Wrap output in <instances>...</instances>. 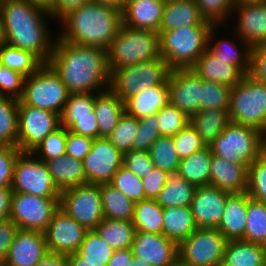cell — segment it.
Masks as SVG:
<instances>
[{
    "mask_svg": "<svg viewBox=\"0 0 266 266\" xmlns=\"http://www.w3.org/2000/svg\"><path fill=\"white\" fill-rule=\"evenodd\" d=\"M48 64L70 94L98 93L110 88L105 49L76 45L56 37Z\"/></svg>",
    "mask_w": 266,
    "mask_h": 266,
    "instance_id": "6da1fadb",
    "label": "cell"
},
{
    "mask_svg": "<svg viewBox=\"0 0 266 266\" xmlns=\"http://www.w3.org/2000/svg\"><path fill=\"white\" fill-rule=\"evenodd\" d=\"M0 14L6 43L33 53L47 64L57 37L45 22L54 21L49 11L30 0H5L0 6Z\"/></svg>",
    "mask_w": 266,
    "mask_h": 266,
    "instance_id": "7a4b0ae2",
    "label": "cell"
},
{
    "mask_svg": "<svg viewBox=\"0 0 266 266\" xmlns=\"http://www.w3.org/2000/svg\"><path fill=\"white\" fill-rule=\"evenodd\" d=\"M58 21L63 28L57 33L60 40L105 50L123 24L122 10L90 1L71 10Z\"/></svg>",
    "mask_w": 266,
    "mask_h": 266,
    "instance_id": "3957f363",
    "label": "cell"
},
{
    "mask_svg": "<svg viewBox=\"0 0 266 266\" xmlns=\"http://www.w3.org/2000/svg\"><path fill=\"white\" fill-rule=\"evenodd\" d=\"M107 52L110 72L114 69L161 57L159 32L135 29L122 24Z\"/></svg>",
    "mask_w": 266,
    "mask_h": 266,
    "instance_id": "277c9868",
    "label": "cell"
},
{
    "mask_svg": "<svg viewBox=\"0 0 266 266\" xmlns=\"http://www.w3.org/2000/svg\"><path fill=\"white\" fill-rule=\"evenodd\" d=\"M213 26H181L159 31L160 54L171 69L192 68L207 50V39Z\"/></svg>",
    "mask_w": 266,
    "mask_h": 266,
    "instance_id": "5b68a950",
    "label": "cell"
},
{
    "mask_svg": "<svg viewBox=\"0 0 266 266\" xmlns=\"http://www.w3.org/2000/svg\"><path fill=\"white\" fill-rule=\"evenodd\" d=\"M228 112L231 122L254 128L266 136V83L244 75L231 87Z\"/></svg>",
    "mask_w": 266,
    "mask_h": 266,
    "instance_id": "8992f818",
    "label": "cell"
},
{
    "mask_svg": "<svg viewBox=\"0 0 266 266\" xmlns=\"http://www.w3.org/2000/svg\"><path fill=\"white\" fill-rule=\"evenodd\" d=\"M265 137L254 128L230 122L209 147L212 155L249 165L264 152Z\"/></svg>",
    "mask_w": 266,
    "mask_h": 266,
    "instance_id": "52a82bcc",
    "label": "cell"
},
{
    "mask_svg": "<svg viewBox=\"0 0 266 266\" xmlns=\"http://www.w3.org/2000/svg\"><path fill=\"white\" fill-rule=\"evenodd\" d=\"M69 95L66 85L47 63L25 77L23 93L19 100L25 105L61 115Z\"/></svg>",
    "mask_w": 266,
    "mask_h": 266,
    "instance_id": "ba28073f",
    "label": "cell"
},
{
    "mask_svg": "<svg viewBox=\"0 0 266 266\" xmlns=\"http://www.w3.org/2000/svg\"><path fill=\"white\" fill-rule=\"evenodd\" d=\"M171 68L160 57L111 71L110 89L124 102L148 87L168 83Z\"/></svg>",
    "mask_w": 266,
    "mask_h": 266,
    "instance_id": "9c48e42d",
    "label": "cell"
},
{
    "mask_svg": "<svg viewBox=\"0 0 266 266\" xmlns=\"http://www.w3.org/2000/svg\"><path fill=\"white\" fill-rule=\"evenodd\" d=\"M13 193H27L40 197L60 198L47 165L32 152H21L14 165Z\"/></svg>",
    "mask_w": 266,
    "mask_h": 266,
    "instance_id": "30bf717a",
    "label": "cell"
},
{
    "mask_svg": "<svg viewBox=\"0 0 266 266\" xmlns=\"http://www.w3.org/2000/svg\"><path fill=\"white\" fill-rule=\"evenodd\" d=\"M59 208L87 230L104 219L99 184H83L60 193Z\"/></svg>",
    "mask_w": 266,
    "mask_h": 266,
    "instance_id": "8fae6325",
    "label": "cell"
},
{
    "mask_svg": "<svg viewBox=\"0 0 266 266\" xmlns=\"http://www.w3.org/2000/svg\"><path fill=\"white\" fill-rule=\"evenodd\" d=\"M226 243L218 229L198 228L178 245V258L188 266H217L223 262Z\"/></svg>",
    "mask_w": 266,
    "mask_h": 266,
    "instance_id": "7c38bea8",
    "label": "cell"
},
{
    "mask_svg": "<svg viewBox=\"0 0 266 266\" xmlns=\"http://www.w3.org/2000/svg\"><path fill=\"white\" fill-rule=\"evenodd\" d=\"M58 209L59 198L40 197L27 193H12L9 219L20 230L44 232Z\"/></svg>",
    "mask_w": 266,
    "mask_h": 266,
    "instance_id": "4fadbf2b",
    "label": "cell"
},
{
    "mask_svg": "<svg viewBox=\"0 0 266 266\" xmlns=\"http://www.w3.org/2000/svg\"><path fill=\"white\" fill-rule=\"evenodd\" d=\"M60 125V115L56 112L25 105L19 100L17 147L22 152H31Z\"/></svg>",
    "mask_w": 266,
    "mask_h": 266,
    "instance_id": "5bb4252c",
    "label": "cell"
},
{
    "mask_svg": "<svg viewBox=\"0 0 266 266\" xmlns=\"http://www.w3.org/2000/svg\"><path fill=\"white\" fill-rule=\"evenodd\" d=\"M82 162L87 184L109 183L123 165V154L107 138L99 137Z\"/></svg>",
    "mask_w": 266,
    "mask_h": 266,
    "instance_id": "9a60e30c",
    "label": "cell"
},
{
    "mask_svg": "<svg viewBox=\"0 0 266 266\" xmlns=\"http://www.w3.org/2000/svg\"><path fill=\"white\" fill-rule=\"evenodd\" d=\"M88 230L58 209L44 231L49 252L70 255L78 251Z\"/></svg>",
    "mask_w": 266,
    "mask_h": 266,
    "instance_id": "2e32d148",
    "label": "cell"
},
{
    "mask_svg": "<svg viewBox=\"0 0 266 266\" xmlns=\"http://www.w3.org/2000/svg\"><path fill=\"white\" fill-rule=\"evenodd\" d=\"M202 79L191 69H172L168 78L169 103L189 117L201 109Z\"/></svg>",
    "mask_w": 266,
    "mask_h": 266,
    "instance_id": "e0dca14e",
    "label": "cell"
},
{
    "mask_svg": "<svg viewBox=\"0 0 266 266\" xmlns=\"http://www.w3.org/2000/svg\"><path fill=\"white\" fill-rule=\"evenodd\" d=\"M229 194L213 185L196 188L190 207L197 228L217 229Z\"/></svg>",
    "mask_w": 266,
    "mask_h": 266,
    "instance_id": "ac0fdd59",
    "label": "cell"
},
{
    "mask_svg": "<svg viewBox=\"0 0 266 266\" xmlns=\"http://www.w3.org/2000/svg\"><path fill=\"white\" fill-rule=\"evenodd\" d=\"M233 13L237 36L250 47L266 46V2L236 4Z\"/></svg>",
    "mask_w": 266,
    "mask_h": 266,
    "instance_id": "d6986e66",
    "label": "cell"
},
{
    "mask_svg": "<svg viewBox=\"0 0 266 266\" xmlns=\"http://www.w3.org/2000/svg\"><path fill=\"white\" fill-rule=\"evenodd\" d=\"M131 248L133 257L152 266H169L178 259V244L164 234L136 232Z\"/></svg>",
    "mask_w": 266,
    "mask_h": 266,
    "instance_id": "ffe728a7",
    "label": "cell"
},
{
    "mask_svg": "<svg viewBox=\"0 0 266 266\" xmlns=\"http://www.w3.org/2000/svg\"><path fill=\"white\" fill-rule=\"evenodd\" d=\"M48 252L44 232L19 229L4 266H35Z\"/></svg>",
    "mask_w": 266,
    "mask_h": 266,
    "instance_id": "44dd1931",
    "label": "cell"
},
{
    "mask_svg": "<svg viewBox=\"0 0 266 266\" xmlns=\"http://www.w3.org/2000/svg\"><path fill=\"white\" fill-rule=\"evenodd\" d=\"M166 0H127L122 8L123 24L159 32Z\"/></svg>",
    "mask_w": 266,
    "mask_h": 266,
    "instance_id": "7402d4cb",
    "label": "cell"
},
{
    "mask_svg": "<svg viewBox=\"0 0 266 266\" xmlns=\"http://www.w3.org/2000/svg\"><path fill=\"white\" fill-rule=\"evenodd\" d=\"M248 165L232 163L225 158L212 155L210 185L229 193L247 190Z\"/></svg>",
    "mask_w": 266,
    "mask_h": 266,
    "instance_id": "603a6c76",
    "label": "cell"
},
{
    "mask_svg": "<svg viewBox=\"0 0 266 266\" xmlns=\"http://www.w3.org/2000/svg\"><path fill=\"white\" fill-rule=\"evenodd\" d=\"M200 13L195 0H166L159 31H171L181 26H213Z\"/></svg>",
    "mask_w": 266,
    "mask_h": 266,
    "instance_id": "cb8c5ba5",
    "label": "cell"
},
{
    "mask_svg": "<svg viewBox=\"0 0 266 266\" xmlns=\"http://www.w3.org/2000/svg\"><path fill=\"white\" fill-rule=\"evenodd\" d=\"M247 219V192L230 193L225 203V211L217 229L227 241L244 240Z\"/></svg>",
    "mask_w": 266,
    "mask_h": 266,
    "instance_id": "d4e9b609",
    "label": "cell"
},
{
    "mask_svg": "<svg viewBox=\"0 0 266 266\" xmlns=\"http://www.w3.org/2000/svg\"><path fill=\"white\" fill-rule=\"evenodd\" d=\"M219 26L220 25H213V27L211 28L207 39V50L212 55L218 57L220 60L226 61V64L234 65L244 75H247L249 69L251 47L247 43L242 41L236 33L234 34L236 38L234 37L232 41L230 39L227 40L223 38L215 40L214 38L216 37L214 35L217 32ZM235 39L236 41H238V45L236 44V41H233Z\"/></svg>",
    "mask_w": 266,
    "mask_h": 266,
    "instance_id": "484cf974",
    "label": "cell"
},
{
    "mask_svg": "<svg viewBox=\"0 0 266 266\" xmlns=\"http://www.w3.org/2000/svg\"><path fill=\"white\" fill-rule=\"evenodd\" d=\"M169 103L168 83L141 90L124 101L125 112L138 120L157 114Z\"/></svg>",
    "mask_w": 266,
    "mask_h": 266,
    "instance_id": "4316f807",
    "label": "cell"
},
{
    "mask_svg": "<svg viewBox=\"0 0 266 266\" xmlns=\"http://www.w3.org/2000/svg\"><path fill=\"white\" fill-rule=\"evenodd\" d=\"M204 81L218 82L230 87L239 83L244 74L234 65L226 64L206 50L191 68Z\"/></svg>",
    "mask_w": 266,
    "mask_h": 266,
    "instance_id": "83f0119b",
    "label": "cell"
},
{
    "mask_svg": "<svg viewBox=\"0 0 266 266\" xmlns=\"http://www.w3.org/2000/svg\"><path fill=\"white\" fill-rule=\"evenodd\" d=\"M94 112L98 121V138H107L125 112L124 102L109 88L95 93Z\"/></svg>",
    "mask_w": 266,
    "mask_h": 266,
    "instance_id": "f1b7e54d",
    "label": "cell"
},
{
    "mask_svg": "<svg viewBox=\"0 0 266 266\" xmlns=\"http://www.w3.org/2000/svg\"><path fill=\"white\" fill-rule=\"evenodd\" d=\"M45 163L60 192L87 184L82 160L64 154L56 159L45 161Z\"/></svg>",
    "mask_w": 266,
    "mask_h": 266,
    "instance_id": "f546056e",
    "label": "cell"
},
{
    "mask_svg": "<svg viewBox=\"0 0 266 266\" xmlns=\"http://www.w3.org/2000/svg\"><path fill=\"white\" fill-rule=\"evenodd\" d=\"M228 110L199 109L190 116V125L198 132L206 146H210L231 122Z\"/></svg>",
    "mask_w": 266,
    "mask_h": 266,
    "instance_id": "4dcf8cb0",
    "label": "cell"
},
{
    "mask_svg": "<svg viewBox=\"0 0 266 266\" xmlns=\"http://www.w3.org/2000/svg\"><path fill=\"white\" fill-rule=\"evenodd\" d=\"M197 229L190 206L163 209L162 234L178 245Z\"/></svg>",
    "mask_w": 266,
    "mask_h": 266,
    "instance_id": "1f68e13d",
    "label": "cell"
},
{
    "mask_svg": "<svg viewBox=\"0 0 266 266\" xmlns=\"http://www.w3.org/2000/svg\"><path fill=\"white\" fill-rule=\"evenodd\" d=\"M223 263L227 266H264L266 245L244 240L227 241Z\"/></svg>",
    "mask_w": 266,
    "mask_h": 266,
    "instance_id": "d6a6232c",
    "label": "cell"
},
{
    "mask_svg": "<svg viewBox=\"0 0 266 266\" xmlns=\"http://www.w3.org/2000/svg\"><path fill=\"white\" fill-rule=\"evenodd\" d=\"M197 186L187 182L178 172L169 173L167 182L156 198L164 209L190 206Z\"/></svg>",
    "mask_w": 266,
    "mask_h": 266,
    "instance_id": "836d02e7",
    "label": "cell"
},
{
    "mask_svg": "<svg viewBox=\"0 0 266 266\" xmlns=\"http://www.w3.org/2000/svg\"><path fill=\"white\" fill-rule=\"evenodd\" d=\"M212 152L209 146L194 152L180 160L178 173L189 183L203 186L210 185Z\"/></svg>",
    "mask_w": 266,
    "mask_h": 266,
    "instance_id": "e575fe53",
    "label": "cell"
},
{
    "mask_svg": "<svg viewBox=\"0 0 266 266\" xmlns=\"http://www.w3.org/2000/svg\"><path fill=\"white\" fill-rule=\"evenodd\" d=\"M104 218L132 221L135 203L110 183L99 184Z\"/></svg>",
    "mask_w": 266,
    "mask_h": 266,
    "instance_id": "d590c367",
    "label": "cell"
},
{
    "mask_svg": "<svg viewBox=\"0 0 266 266\" xmlns=\"http://www.w3.org/2000/svg\"><path fill=\"white\" fill-rule=\"evenodd\" d=\"M114 250L132 247L135 228L132 221L104 218L94 229Z\"/></svg>",
    "mask_w": 266,
    "mask_h": 266,
    "instance_id": "8d00e7d4",
    "label": "cell"
},
{
    "mask_svg": "<svg viewBox=\"0 0 266 266\" xmlns=\"http://www.w3.org/2000/svg\"><path fill=\"white\" fill-rule=\"evenodd\" d=\"M132 223L136 232L162 234L163 208L155 199L135 203Z\"/></svg>",
    "mask_w": 266,
    "mask_h": 266,
    "instance_id": "74e56055",
    "label": "cell"
},
{
    "mask_svg": "<svg viewBox=\"0 0 266 266\" xmlns=\"http://www.w3.org/2000/svg\"><path fill=\"white\" fill-rule=\"evenodd\" d=\"M0 64L28 77L44 63L33 53L5 43L0 47Z\"/></svg>",
    "mask_w": 266,
    "mask_h": 266,
    "instance_id": "f35d334b",
    "label": "cell"
},
{
    "mask_svg": "<svg viewBox=\"0 0 266 266\" xmlns=\"http://www.w3.org/2000/svg\"><path fill=\"white\" fill-rule=\"evenodd\" d=\"M244 241L266 245V203L250 198L248 193Z\"/></svg>",
    "mask_w": 266,
    "mask_h": 266,
    "instance_id": "ab89813d",
    "label": "cell"
},
{
    "mask_svg": "<svg viewBox=\"0 0 266 266\" xmlns=\"http://www.w3.org/2000/svg\"><path fill=\"white\" fill-rule=\"evenodd\" d=\"M19 100L0 96V145L17 147Z\"/></svg>",
    "mask_w": 266,
    "mask_h": 266,
    "instance_id": "60d3db41",
    "label": "cell"
},
{
    "mask_svg": "<svg viewBox=\"0 0 266 266\" xmlns=\"http://www.w3.org/2000/svg\"><path fill=\"white\" fill-rule=\"evenodd\" d=\"M114 251L95 230H88L77 253L93 266H106Z\"/></svg>",
    "mask_w": 266,
    "mask_h": 266,
    "instance_id": "b9f144b4",
    "label": "cell"
},
{
    "mask_svg": "<svg viewBox=\"0 0 266 266\" xmlns=\"http://www.w3.org/2000/svg\"><path fill=\"white\" fill-rule=\"evenodd\" d=\"M95 93L70 94L60 115V124L68 130L75 124V117L96 116Z\"/></svg>",
    "mask_w": 266,
    "mask_h": 266,
    "instance_id": "7bdbcfd3",
    "label": "cell"
},
{
    "mask_svg": "<svg viewBox=\"0 0 266 266\" xmlns=\"http://www.w3.org/2000/svg\"><path fill=\"white\" fill-rule=\"evenodd\" d=\"M148 153L155 167L168 173L178 171L180 157L174 146L173 137L160 136L148 149Z\"/></svg>",
    "mask_w": 266,
    "mask_h": 266,
    "instance_id": "ee69618b",
    "label": "cell"
},
{
    "mask_svg": "<svg viewBox=\"0 0 266 266\" xmlns=\"http://www.w3.org/2000/svg\"><path fill=\"white\" fill-rule=\"evenodd\" d=\"M139 128V120L124 112L117 127L107 137V139L122 153L132 150L133 142Z\"/></svg>",
    "mask_w": 266,
    "mask_h": 266,
    "instance_id": "f6af8a7d",
    "label": "cell"
},
{
    "mask_svg": "<svg viewBox=\"0 0 266 266\" xmlns=\"http://www.w3.org/2000/svg\"><path fill=\"white\" fill-rule=\"evenodd\" d=\"M67 135L68 129L60 125L53 132L49 133L31 152L44 162L56 159L66 154Z\"/></svg>",
    "mask_w": 266,
    "mask_h": 266,
    "instance_id": "bcb514c9",
    "label": "cell"
},
{
    "mask_svg": "<svg viewBox=\"0 0 266 266\" xmlns=\"http://www.w3.org/2000/svg\"><path fill=\"white\" fill-rule=\"evenodd\" d=\"M249 197L266 203V153L248 165L247 190Z\"/></svg>",
    "mask_w": 266,
    "mask_h": 266,
    "instance_id": "7dc6e473",
    "label": "cell"
},
{
    "mask_svg": "<svg viewBox=\"0 0 266 266\" xmlns=\"http://www.w3.org/2000/svg\"><path fill=\"white\" fill-rule=\"evenodd\" d=\"M109 183L134 203L145 199L142 179L123 165L113 175Z\"/></svg>",
    "mask_w": 266,
    "mask_h": 266,
    "instance_id": "c3c4849f",
    "label": "cell"
},
{
    "mask_svg": "<svg viewBox=\"0 0 266 266\" xmlns=\"http://www.w3.org/2000/svg\"><path fill=\"white\" fill-rule=\"evenodd\" d=\"M157 114V124H159L161 136L173 137L190 124V117L170 103L165 105Z\"/></svg>",
    "mask_w": 266,
    "mask_h": 266,
    "instance_id": "681fc988",
    "label": "cell"
},
{
    "mask_svg": "<svg viewBox=\"0 0 266 266\" xmlns=\"http://www.w3.org/2000/svg\"><path fill=\"white\" fill-rule=\"evenodd\" d=\"M231 87L202 79L201 109H229Z\"/></svg>",
    "mask_w": 266,
    "mask_h": 266,
    "instance_id": "f907efd6",
    "label": "cell"
},
{
    "mask_svg": "<svg viewBox=\"0 0 266 266\" xmlns=\"http://www.w3.org/2000/svg\"><path fill=\"white\" fill-rule=\"evenodd\" d=\"M195 2L201 15L207 21L214 25H221V27L232 17L236 5L235 0H195Z\"/></svg>",
    "mask_w": 266,
    "mask_h": 266,
    "instance_id": "816d5d0a",
    "label": "cell"
},
{
    "mask_svg": "<svg viewBox=\"0 0 266 266\" xmlns=\"http://www.w3.org/2000/svg\"><path fill=\"white\" fill-rule=\"evenodd\" d=\"M173 141L180 160L206 147L198 132L190 124L174 135Z\"/></svg>",
    "mask_w": 266,
    "mask_h": 266,
    "instance_id": "f5cc1de1",
    "label": "cell"
},
{
    "mask_svg": "<svg viewBox=\"0 0 266 266\" xmlns=\"http://www.w3.org/2000/svg\"><path fill=\"white\" fill-rule=\"evenodd\" d=\"M158 114L150 115L139 120V128L132 145V150L148 151L151 145L161 136Z\"/></svg>",
    "mask_w": 266,
    "mask_h": 266,
    "instance_id": "db71d44e",
    "label": "cell"
},
{
    "mask_svg": "<svg viewBox=\"0 0 266 266\" xmlns=\"http://www.w3.org/2000/svg\"><path fill=\"white\" fill-rule=\"evenodd\" d=\"M25 76L0 64V96L20 99Z\"/></svg>",
    "mask_w": 266,
    "mask_h": 266,
    "instance_id": "11a10c76",
    "label": "cell"
},
{
    "mask_svg": "<svg viewBox=\"0 0 266 266\" xmlns=\"http://www.w3.org/2000/svg\"><path fill=\"white\" fill-rule=\"evenodd\" d=\"M22 151L13 145H0V187L11 188L14 165Z\"/></svg>",
    "mask_w": 266,
    "mask_h": 266,
    "instance_id": "9f6ffc18",
    "label": "cell"
},
{
    "mask_svg": "<svg viewBox=\"0 0 266 266\" xmlns=\"http://www.w3.org/2000/svg\"><path fill=\"white\" fill-rule=\"evenodd\" d=\"M123 166L141 179L154 169L148 151L130 150L123 154Z\"/></svg>",
    "mask_w": 266,
    "mask_h": 266,
    "instance_id": "6f0895ef",
    "label": "cell"
},
{
    "mask_svg": "<svg viewBox=\"0 0 266 266\" xmlns=\"http://www.w3.org/2000/svg\"><path fill=\"white\" fill-rule=\"evenodd\" d=\"M247 75L254 80L266 83V46L251 47Z\"/></svg>",
    "mask_w": 266,
    "mask_h": 266,
    "instance_id": "680465c9",
    "label": "cell"
},
{
    "mask_svg": "<svg viewBox=\"0 0 266 266\" xmlns=\"http://www.w3.org/2000/svg\"><path fill=\"white\" fill-rule=\"evenodd\" d=\"M168 174L167 171L154 167V169L147 174V177L142 178L145 199L156 200L167 182Z\"/></svg>",
    "mask_w": 266,
    "mask_h": 266,
    "instance_id": "91938a15",
    "label": "cell"
},
{
    "mask_svg": "<svg viewBox=\"0 0 266 266\" xmlns=\"http://www.w3.org/2000/svg\"><path fill=\"white\" fill-rule=\"evenodd\" d=\"M93 141V138L78 135L68 130L66 154L75 159L83 160L90 152Z\"/></svg>",
    "mask_w": 266,
    "mask_h": 266,
    "instance_id": "94428289",
    "label": "cell"
},
{
    "mask_svg": "<svg viewBox=\"0 0 266 266\" xmlns=\"http://www.w3.org/2000/svg\"><path fill=\"white\" fill-rule=\"evenodd\" d=\"M18 231L19 227L11 219L0 221V266H4L9 247Z\"/></svg>",
    "mask_w": 266,
    "mask_h": 266,
    "instance_id": "6125c7cd",
    "label": "cell"
},
{
    "mask_svg": "<svg viewBox=\"0 0 266 266\" xmlns=\"http://www.w3.org/2000/svg\"><path fill=\"white\" fill-rule=\"evenodd\" d=\"M69 131L93 139L98 138L97 116L75 117V124Z\"/></svg>",
    "mask_w": 266,
    "mask_h": 266,
    "instance_id": "be15d7a7",
    "label": "cell"
},
{
    "mask_svg": "<svg viewBox=\"0 0 266 266\" xmlns=\"http://www.w3.org/2000/svg\"><path fill=\"white\" fill-rule=\"evenodd\" d=\"M89 1L90 0H56L55 4L48 11L54 18V21H58V19L60 20L71 10L87 4Z\"/></svg>",
    "mask_w": 266,
    "mask_h": 266,
    "instance_id": "e7e4bbea",
    "label": "cell"
},
{
    "mask_svg": "<svg viewBox=\"0 0 266 266\" xmlns=\"http://www.w3.org/2000/svg\"><path fill=\"white\" fill-rule=\"evenodd\" d=\"M132 259V248L115 250L106 266H130Z\"/></svg>",
    "mask_w": 266,
    "mask_h": 266,
    "instance_id": "03108f58",
    "label": "cell"
},
{
    "mask_svg": "<svg viewBox=\"0 0 266 266\" xmlns=\"http://www.w3.org/2000/svg\"><path fill=\"white\" fill-rule=\"evenodd\" d=\"M12 193L11 188L0 187V221L9 219Z\"/></svg>",
    "mask_w": 266,
    "mask_h": 266,
    "instance_id": "003e7915",
    "label": "cell"
},
{
    "mask_svg": "<svg viewBox=\"0 0 266 266\" xmlns=\"http://www.w3.org/2000/svg\"><path fill=\"white\" fill-rule=\"evenodd\" d=\"M35 266H69L68 255L48 252Z\"/></svg>",
    "mask_w": 266,
    "mask_h": 266,
    "instance_id": "a7ac6f4b",
    "label": "cell"
},
{
    "mask_svg": "<svg viewBox=\"0 0 266 266\" xmlns=\"http://www.w3.org/2000/svg\"><path fill=\"white\" fill-rule=\"evenodd\" d=\"M69 266H93L81 257L77 252L68 255Z\"/></svg>",
    "mask_w": 266,
    "mask_h": 266,
    "instance_id": "89a4df30",
    "label": "cell"
},
{
    "mask_svg": "<svg viewBox=\"0 0 266 266\" xmlns=\"http://www.w3.org/2000/svg\"><path fill=\"white\" fill-rule=\"evenodd\" d=\"M90 2L99 4V5L111 6L114 8H118L120 10H122L123 8V4L121 3L120 0H90Z\"/></svg>",
    "mask_w": 266,
    "mask_h": 266,
    "instance_id": "2644e50d",
    "label": "cell"
},
{
    "mask_svg": "<svg viewBox=\"0 0 266 266\" xmlns=\"http://www.w3.org/2000/svg\"><path fill=\"white\" fill-rule=\"evenodd\" d=\"M31 2L37 4L38 6L44 7L49 10L54 4L56 0H30Z\"/></svg>",
    "mask_w": 266,
    "mask_h": 266,
    "instance_id": "8c879c8a",
    "label": "cell"
},
{
    "mask_svg": "<svg viewBox=\"0 0 266 266\" xmlns=\"http://www.w3.org/2000/svg\"><path fill=\"white\" fill-rule=\"evenodd\" d=\"M129 265L130 266H152L147 261H145L139 257H133V259L131 260Z\"/></svg>",
    "mask_w": 266,
    "mask_h": 266,
    "instance_id": "753ad0ef",
    "label": "cell"
},
{
    "mask_svg": "<svg viewBox=\"0 0 266 266\" xmlns=\"http://www.w3.org/2000/svg\"><path fill=\"white\" fill-rule=\"evenodd\" d=\"M5 43H6V38H5L4 26H3L2 17L0 14V47Z\"/></svg>",
    "mask_w": 266,
    "mask_h": 266,
    "instance_id": "34e18365",
    "label": "cell"
},
{
    "mask_svg": "<svg viewBox=\"0 0 266 266\" xmlns=\"http://www.w3.org/2000/svg\"><path fill=\"white\" fill-rule=\"evenodd\" d=\"M236 4L266 2V0H235Z\"/></svg>",
    "mask_w": 266,
    "mask_h": 266,
    "instance_id": "11e5206c",
    "label": "cell"
},
{
    "mask_svg": "<svg viewBox=\"0 0 266 266\" xmlns=\"http://www.w3.org/2000/svg\"><path fill=\"white\" fill-rule=\"evenodd\" d=\"M169 266H188V265H186L185 263H183L179 258L175 261V262H173L171 265H169Z\"/></svg>",
    "mask_w": 266,
    "mask_h": 266,
    "instance_id": "2a66077c",
    "label": "cell"
},
{
    "mask_svg": "<svg viewBox=\"0 0 266 266\" xmlns=\"http://www.w3.org/2000/svg\"><path fill=\"white\" fill-rule=\"evenodd\" d=\"M264 152L266 153V137H265V141H264Z\"/></svg>",
    "mask_w": 266,
    "mask_h": 266,
    "instance_id": "b9fcfbb0",
    "label": "cell"
},
{
    "mask_svg": "<svg viewBox=\"0 0 266 266\" xmlns=\"http://www.w3.org/2000/svg\"><path fill=\"white\" fill-rule=\"evenodd\" d=\"M217 266H227L225 263L221 262Z\"/></svg>",
    "mask_w": 266,
    "mask_h": 266,
    "instance_id": "09005b40",
    "label": "cell"
},
{
    "mask_svg": "<svg viewBox=\"0 0 266 266\" xmlns=\"http://www.w3.org/2000/svg\"><path fill=\"white\" fill-rule=\"evenodd\" d=\"M5 0H0V6L4 3Z\"/></svg>",
    "mask_w": 266,
    "mask_h": 266,
    "instance_id": "979ff035",
    "label": "cell"
},
{
    "mask_svg": "<svg viewBox=\"0 0 266 266\" xmlns=\"http://www.w3.org/2000/svg\"><path fill=\"white\" fill-rule=\"evenodd\" d=\"M122 4H124L127 0H120Z\"/></svg>",
    "mask_w": 266,
    "mask_h": 266,
    "instance_id": "deb4b68c",
    "label": "cell"
}]
</instances>
